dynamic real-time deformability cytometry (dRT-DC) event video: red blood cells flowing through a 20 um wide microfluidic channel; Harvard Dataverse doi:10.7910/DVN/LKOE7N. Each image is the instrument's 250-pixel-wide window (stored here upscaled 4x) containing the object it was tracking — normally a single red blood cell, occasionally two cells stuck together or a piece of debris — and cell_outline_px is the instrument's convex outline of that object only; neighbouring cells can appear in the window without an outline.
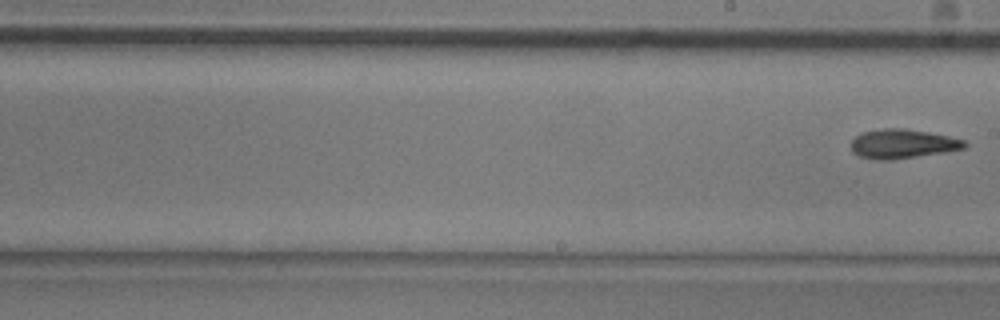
{"species": "common noctule bat (a hibernating species)", "species_latin": "Nyctalus noctula", "temperature_condition": "room temperature", "stored_images_in_passage": 8, "camera_frame_rate_fps": 3000, "um_per_image_px": 0.085, "animal": {"sex": "male", "body_mass_g": 20.5, "forearm_length_mm": 52.5}, "frame": {"image": 1, "passage_image": 8, "time_ms": 2.333, "image_size_px": [1000, 320], "cell_outline_px": [[968, 144], [964, 148], [892, 160], [880, 160], [860, 156], [852, 152], [852, 140], [856, 136], [864, 132], [884, 128], [904, 128], [928, 132], [948, 136], [964, 140]], "centroid_in_image_um": [76.7, 12.22], "position_along_channel_um": 212.3, "area_um2": 18.96}}